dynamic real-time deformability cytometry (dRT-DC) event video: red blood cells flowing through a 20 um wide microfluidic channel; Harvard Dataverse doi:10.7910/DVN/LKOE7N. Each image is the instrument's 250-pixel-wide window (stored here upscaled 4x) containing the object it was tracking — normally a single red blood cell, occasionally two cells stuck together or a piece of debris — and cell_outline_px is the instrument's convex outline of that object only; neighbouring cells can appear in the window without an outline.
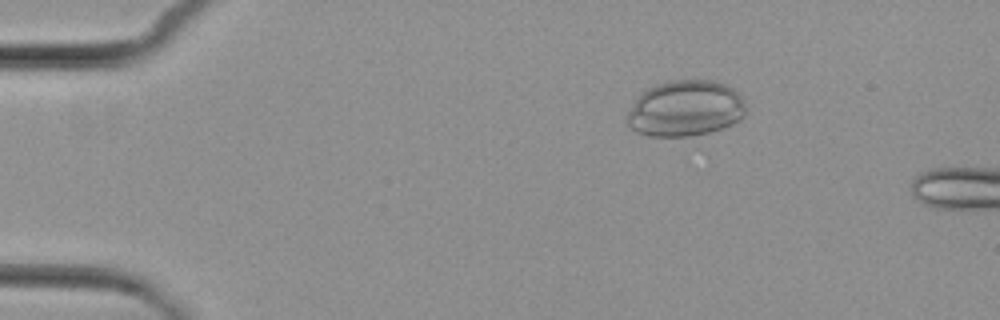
{"species": "common noctule bat (a hibernating species)", "species_latin": "Nyctalus noctula", "temperature_condition": "cold", "stored_images_in_passage": 5, "camera_frame_rate_fps": 3000, "um_per_image_px": 0.085, "animal": {"sex": "female", "body_mass_g": 29.2, "forearm_length_mm": 56.3}, "frame": {"image": 1, "passage_image": 3, "time_ms": 3.0, "image_size_px": [1000, 320], "cell_outline_px": [[744, 116], [740, 120], [724, 128], [708, 132], [688, 136], [648, 136], [636, 132], [628, 124], [624, 116], [636, 100], [648, 88], [656, 84], [668, 80], [712, 80], [724, 84], [732, 88], [744, 100]], "centroid_in_image_um": [58.24, 9.22], "position_along_channel_um": 26.8, "area_um2": 38.67}}